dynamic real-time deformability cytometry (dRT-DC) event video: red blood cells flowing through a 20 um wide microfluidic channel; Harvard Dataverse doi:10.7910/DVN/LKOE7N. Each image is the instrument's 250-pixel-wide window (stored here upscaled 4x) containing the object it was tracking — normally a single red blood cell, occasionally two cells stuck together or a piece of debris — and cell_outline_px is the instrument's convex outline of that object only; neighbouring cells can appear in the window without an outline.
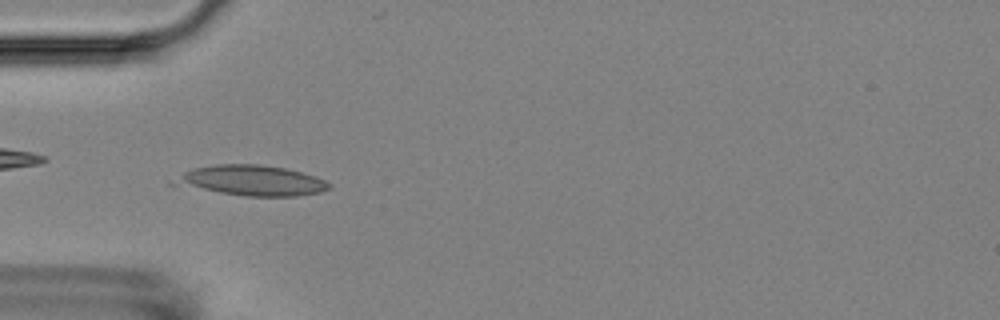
{"species": "Egyptian fruit bat (a non-hibernating species)", "species_latin": "Rousettus aegyptiacus", "temperature_condition": "room temperature", "stored_images_in_passage": 41, "camera_frame_rate_fps": 3000, "um_per_image_px": 0.085, "animal": {"sex": "female"}, "frame": {"image": 1, "passage_image": 3, "time_ms": 0.667, "image_size_px": [1000, 320], "cell_outline_px": [[332, 188], [320, 192], [296, 196], [244, 196], [168, 184], [184, 172], [192, 168], [216, 164], [260, 164], [284, 168], [300, 172], [324, 180], [332, 184]], "centroid_in_image_um": [21.36, 15.34], "position_along_channel_um": 63.6, "area_um2": 27.28}}
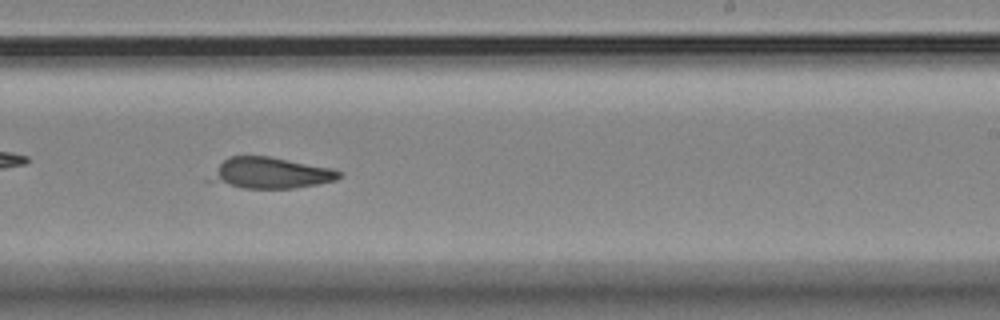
{"frame": {"image": 2, "passage_image": 20, "time_ms": 6.333, "image_size_px": [1000, 320], "cell_outline_px": [[344, 176], [336, 180], [316, 184], [292, 188], [244, 188], [204, 180], [224, 160], [232, 156], [268, 156], [332, 168], [344, 172]], "centroid_in_image_um": [23.0, 14.71], "position_along_channel_um": 266.0, "area_um2": 23.29}}
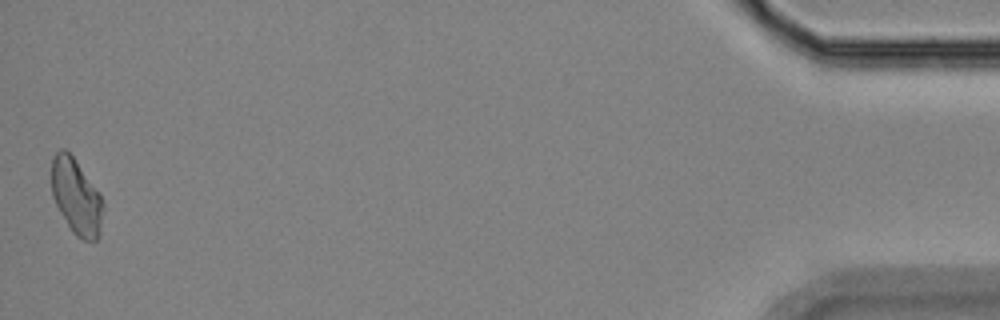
{"frame": {"image": 3, "passage_image": 41, "time_ms": 13.333, "image_size_px": [1000, 320], "cell_outline_px": [[104, 208], [100, 236], [96, 240], [84, 240], [76, 236], [72, 232], [60, 212], [52, 196], [52, 156], [60, 148], [64, 148], [72, 156], [100, 196], [104, 204]], "centroid_in_image_um": [6.48, 16.76], "position_along_channel_um": 428.7, "area_um2": 22.43}}